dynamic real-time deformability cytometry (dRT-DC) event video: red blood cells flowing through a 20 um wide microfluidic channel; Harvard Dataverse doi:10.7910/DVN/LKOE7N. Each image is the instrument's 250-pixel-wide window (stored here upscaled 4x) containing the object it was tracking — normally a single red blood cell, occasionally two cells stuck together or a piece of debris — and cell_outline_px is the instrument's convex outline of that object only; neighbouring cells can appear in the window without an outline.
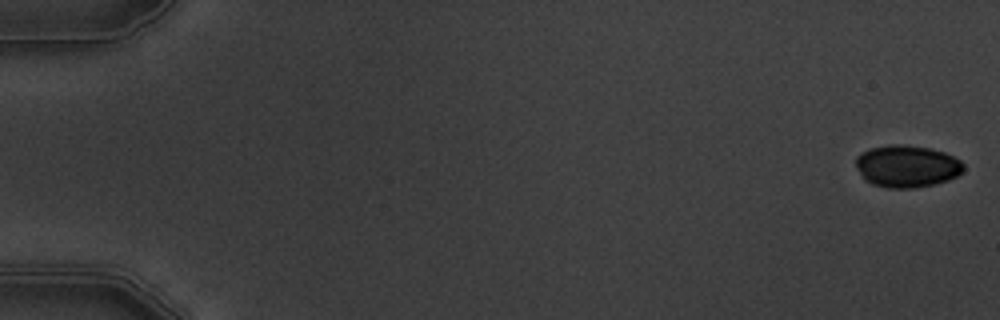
{"species": "common noctule bat (a hibernating species)", "species_latin": "Nyctalus noctula", "temperature_condition": "warm", "stored_images_in_passage": 7, "segment_of_instrument_passage": [1, 2], "camera_frame_rate_fps": 3000, "um_per_image_px": 0.085, "animal": {"sex": "male", "body_mass_g": 19.5, "forearm_length_mm": 54.6}, "frame": {"image": 1, "passage_image": 1, "time_ms": 0.0, "image_size_px": [1000, 320], "cell_outline_px": [[964, 168], [956, 176], [948, 180], [936, 184], [916, 188], [888, 188], [872, 184], [864, 180], [856, 164], [856, 156], [860, 152], [872, 148], [892, 144], [900, 144], [928, 148], [944, 152], [960, 160], [964, 164]], "centroid_in_image_um": [77.07, 14.14], "position_along_channel_um": 7.9, "area_um2": 26.41}}
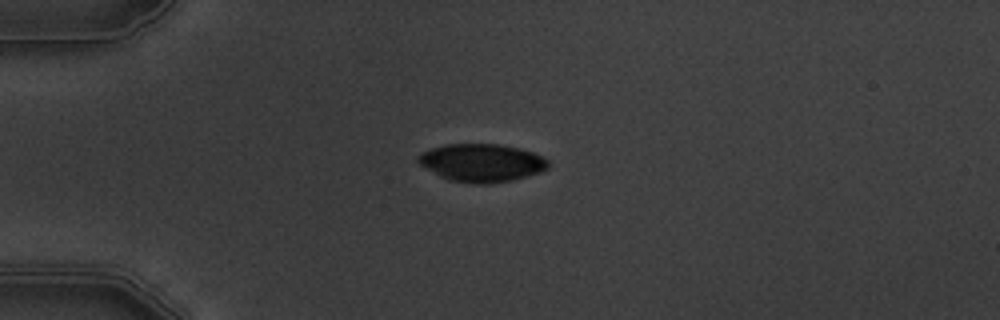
{"frame": {"image": 2, "passage_image": 5, "time_ms": 4.667, "image_size_px": [1000, 320], "cell_outline_px": [[548, 168], [540, 172], [512, 180], [488, 184], [476, 184], [448, 180], [440, 176], [420, 164], [416, 160], [416, 156], [432, 148], [448, 144], [500, 144], [520, 148], [532, 152], [548, 160]], "centroid_in_image_um": [40.94, 13.84], "position_along_channel_um": 44.1, "area_um2": 28.61}}